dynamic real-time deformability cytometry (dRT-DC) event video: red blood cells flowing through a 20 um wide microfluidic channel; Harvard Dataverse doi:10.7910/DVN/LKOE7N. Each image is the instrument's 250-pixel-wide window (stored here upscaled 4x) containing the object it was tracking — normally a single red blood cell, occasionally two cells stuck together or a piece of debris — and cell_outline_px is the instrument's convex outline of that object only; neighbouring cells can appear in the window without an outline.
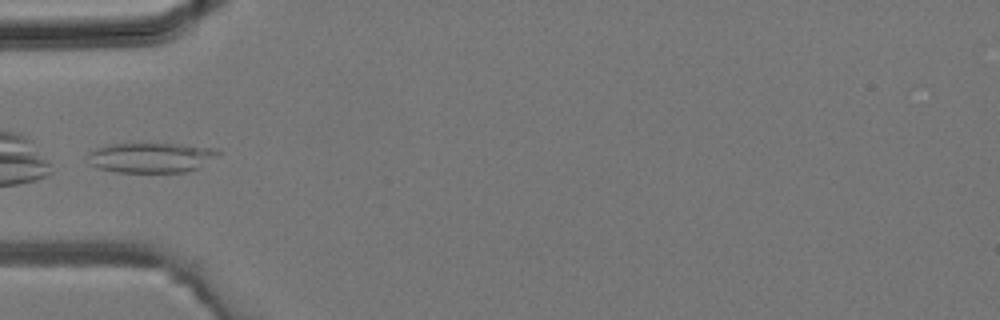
{"species": "common noctule bat (a hibernating species)", "species_latin": "Nyctalus noctula", "temperature_condition": "room temperature", "stored_images_in_passage": 2, "camera_frame_rate_fps": 3000, "um_per_image_px": 0.085, "animal": {"sex": "male", "body_mass_g": 19.2, "forearm_length_mm": 51.8}, "frame": {"image": 1, "passage_image": 2, "time_ms": 0.333, "image_size_px": [1000, 320], "cell_outline_px": [[220, 152], [196, 168], [184, 172], [116, 172], [100, 168], [88, 164], [88, 152], [96, 148], [112, 144], [176, 144], [208, 148]], "centroid_in_image_um": [12.71, 13.4], "position_along_channel_um": 72.3, "area_um2": 22.14}}